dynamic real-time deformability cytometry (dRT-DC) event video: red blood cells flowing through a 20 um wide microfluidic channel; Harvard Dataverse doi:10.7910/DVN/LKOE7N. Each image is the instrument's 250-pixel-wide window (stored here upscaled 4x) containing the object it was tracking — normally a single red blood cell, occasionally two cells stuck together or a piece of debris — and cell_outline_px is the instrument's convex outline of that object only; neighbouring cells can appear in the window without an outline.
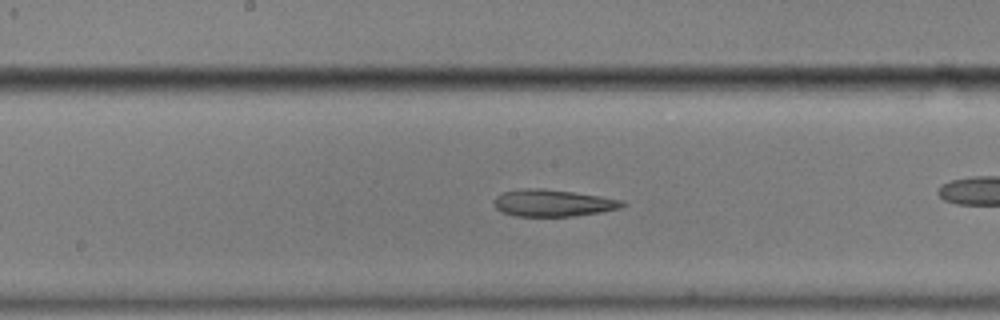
{"species": "common noctule bat (a hibernating species)", "species_latin": "Nyctalus noctula", "temperature_condition": "cold", "stored_images_in_passage": 40, "camera_frame_rate_fps": 3000, "um_per_image_px": 0.085, "animal": {"sex": "male", "body_mass_g": 17.9}, "frame": {"image": 1, "passage_image": 12, "time_ms": 3.667, "image_size_px": [1000, 320], "cell_outline_px": [[624, 204], [620, 208], [600, 212], [572, 216], [516, 216], [504, 212], [496, 208], [492, 204], [492, 200], [496, 196], [504, 192], [524, 188], [544, 188], [600, 196], [624, 200]], "centroid_in_image_um": [46.96, 17.25], "position_along_channel_um": 201.2, "area_um2": 20.06}, "authors_computed_cell_mechanics": {"area_um2": 21.5594, "velocity_mm_per_s": 3.493, "shape_relaxation_time_tau1_ms": null, "shape_relaxation_time_tau2_ms": 4.7187, "deformation_change_tau1": null, "deformation_change_tau2": 0.1366}}